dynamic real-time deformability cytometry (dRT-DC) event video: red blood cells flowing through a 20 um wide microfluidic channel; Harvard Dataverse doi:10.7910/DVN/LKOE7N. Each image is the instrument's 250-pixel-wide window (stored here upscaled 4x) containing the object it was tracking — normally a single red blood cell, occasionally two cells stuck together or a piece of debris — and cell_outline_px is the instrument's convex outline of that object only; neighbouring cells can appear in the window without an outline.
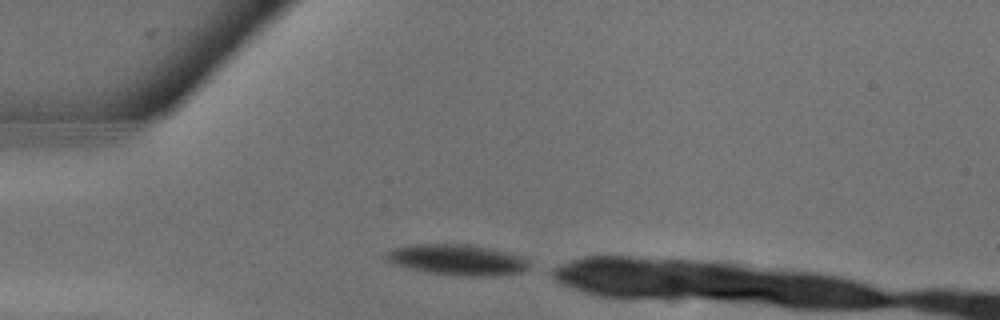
{"species": "common noctule bat (a hibernating species)", "species_latin": "Nyctalus noctula", "temperature_condition": "warm", "stored_images_in_passage": 6, "camera_frame_rate_fps": 3000, "um_per_image_px": 0.085, "animal": {"sex": "male", "body_mass_g": 13.3}, "frame": {"image": 1, "passage_image": 1, "time_ms": 0.0, "image_size_px": [1000, 320], "cell_outline_px": [[532, 264], [528, 268], [520, 272], [492, 276], [464, 276], [428, 272], [408, 268], [392, 264], [384, 260], [384, 252], [396, 248], [416, 244], [468, 244], [492, 248], [520, 256], [528, 260]], "centroid_in_image_um": [38.85, 22.08], "position_along_channel_um": 46.2, "area_um2": 25.72}}
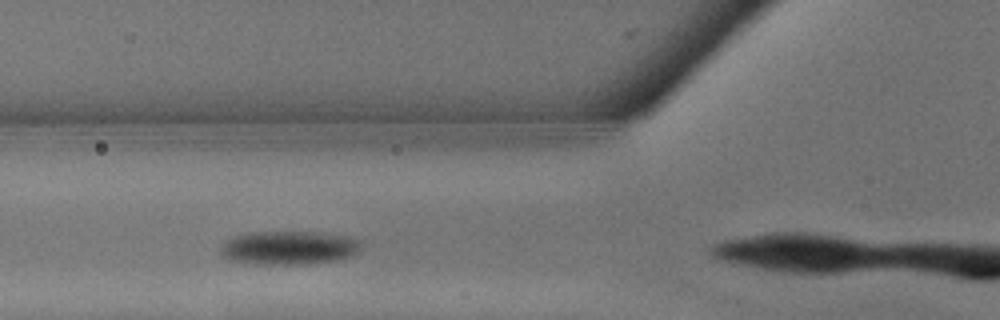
{"frame": {"image": 2, "passage_image": 4, "time_ms": 1.0, "image_size_px": [1000, 320], "cell_outline_px": [[364, 244], [352, 256], [340, 260], [308, 264], [256, 264], [228, 260], [220, 252], [220, 248], [232, 236], [248, 232], [324, 232], [348, 236], [360, 240]], "centroid_in_image_um": [24.6, 21.06], "position_along_channel_um": 101.2, "area_um2": 27.98}}